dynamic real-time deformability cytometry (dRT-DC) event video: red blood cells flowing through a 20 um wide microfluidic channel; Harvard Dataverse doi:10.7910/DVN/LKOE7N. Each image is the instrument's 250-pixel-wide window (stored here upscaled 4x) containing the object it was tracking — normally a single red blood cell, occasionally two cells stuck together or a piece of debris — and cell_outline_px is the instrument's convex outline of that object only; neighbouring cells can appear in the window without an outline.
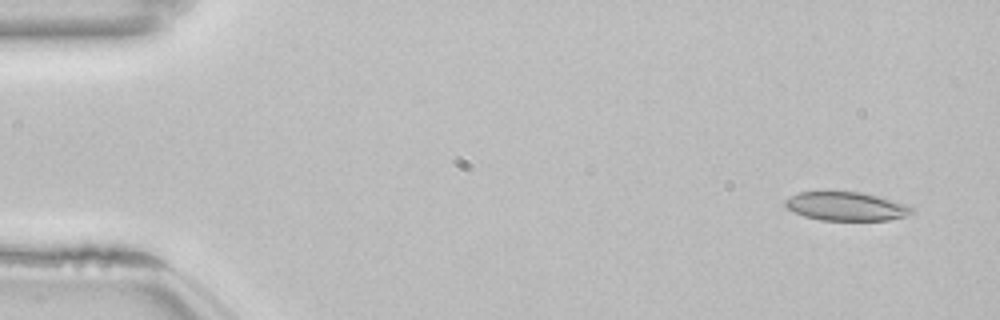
{"species": "common noctule bat (a hibernating species)", "species_latin": "Nyctalus noctula", "temperature_condition": "room temperature", "stored_images_in_passage": 51, "camera_frame_rate_fps": 3000, "um_per_image_px": 0.085, "animal": {"sex": "female", "body_mass_g": 22.7, "forearm_length_mm": 54.2}, "frame": {"image": 1, "passage_image": 1, "time_ms": 0.0, "image_size_px": [1000, 320], "cell_outline_px": [[912, 212], [904, 216], [888, 220], [820, 220], [804, 216], [792, 212], [784, 204], [784, 200], [800, 192], [860, 192], [880, 196], [904, 204], [912, 208]], "centroid_in_image_um": [71.88, 17.54], "position_along_channel_um": 13.1, "area_um2": 20.92}}
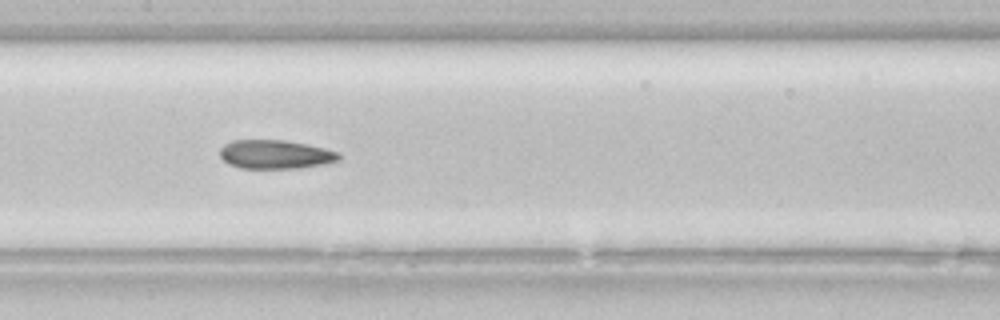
{"frame": {"image": 2, "passage_image": 24, "time_ms": 7.667, "image_size_px": [1000, 320], "cell_outline_px": [[340, 160], [324, 164], [300, 168], [240, 168], [228, 164], [220, 156], [220, 148], [224, 144], [232, 140], [284, 140], [324, 148], [340, 152]], "centroid_in_image_um": [23.4, 13.12], "position_along_channel_um": 184.0, "area_um2": 20.0}}
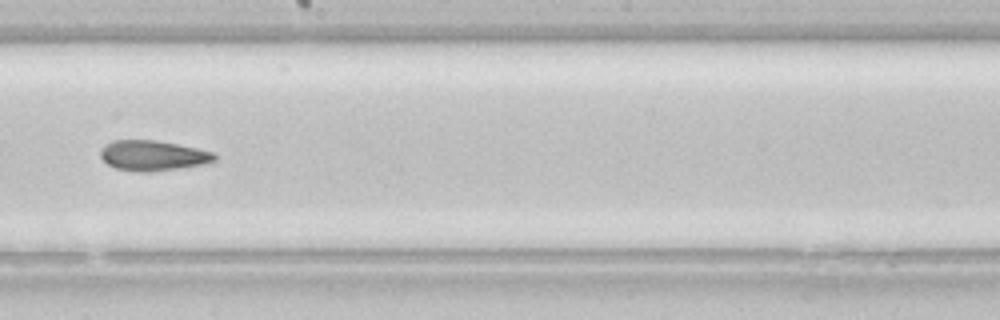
{"frame": {"image": 3, "passage_image": 28, "time_ms": 9.0, "image_size_px": [1000, 320], "cell_outline_px": [[216, 160], [204, 164], [180, 168], [148, 172], [140, 172], [116, 168], [108, 164], [100, 156], [100, 148], [104, 144], [112, 140], [156, 140], [196, 148], [212, 152], [216, 156]], "centroid_in_image_um": [12.96, 13.22], "position_along_channel_um": 235.2, "area_um2": 20.06}, "authors_computed_cell_mechanics": {"area_um2": 21.097, "velocity_mm_per_s": 3.8442, "shape_relaxation_time_tau1_ms": null, "shape_relaxation_time_tau2_ms": 8.0003, "deformation_change_tau1": null, "deformation_change_tau2": 0.1758}}